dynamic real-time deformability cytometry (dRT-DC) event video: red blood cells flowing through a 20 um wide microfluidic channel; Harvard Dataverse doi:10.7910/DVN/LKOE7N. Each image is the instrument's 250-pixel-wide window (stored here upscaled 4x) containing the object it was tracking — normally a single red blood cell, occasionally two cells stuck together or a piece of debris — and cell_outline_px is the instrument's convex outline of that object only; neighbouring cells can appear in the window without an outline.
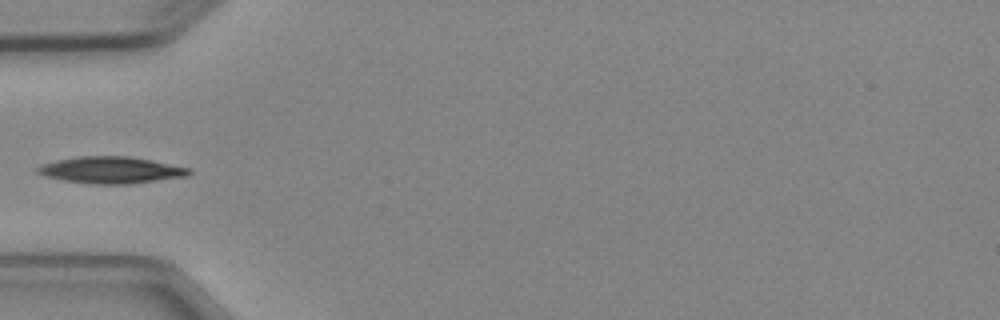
{"species": "Egyptian fruit bat (a non-hibernating species)", "species_latin": "Rousettus aegyptiacus", "temperature_condition": "cold", "stored_images_in_passage": 4, "camera_frame_rate_fps": 3000, "um_per_image_px": 0.085, "animal": {"sex": "female"}, "frame": {"image": 1, "passage_image": 4, "time_ms": 4.333, "image_size_px": [1000, 320], "cell_outline_px": [[192, 172], [188, 176], [132, 184], [92, 184], [64, 180], [44, 176], [36, 172], [36, 168], [40, 164], [56, 160], [76, 156], [128, 156], [188, 168]], "centroid_in_image_um": [9.37, 14.46], "position_along_channel_um": 75.6, "area_um2": 23.52}}